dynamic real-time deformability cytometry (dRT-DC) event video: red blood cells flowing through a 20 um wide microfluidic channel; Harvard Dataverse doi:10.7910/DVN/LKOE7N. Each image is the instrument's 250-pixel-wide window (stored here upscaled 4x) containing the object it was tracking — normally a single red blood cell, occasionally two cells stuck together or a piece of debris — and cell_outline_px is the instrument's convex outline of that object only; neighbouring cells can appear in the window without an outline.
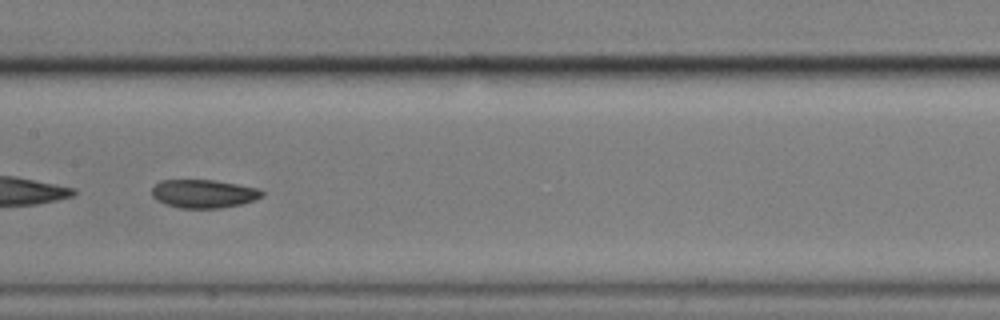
{"species": "common noctule bat (a hibernating species)", "species_latin": "Nyctalus noctula", "temperature_condition": "cold", "stored_images_in_passage": 46, "camera_frame_rate_fps": 3000, "um_per_image_px": 0.085, "animal": {"sex": "male", "body_mass_g": 17.9}, "frame": {"image": 1, "passage_image": 23, "time_ms": 7.333, "image_size_px": [1000, 320], "cell_outline_px": [[264, 196], [256, 200], [224, 208], [180, 208], [164, 204], [156, 200], [152, 196], [152, 188], [160, 180], [212, 180], [260, 188], [264, 192]], "centroid_in_image_um": [17.33, 16.47], "position_along_channel_um": 190.1, "area_um2": 18.38}}
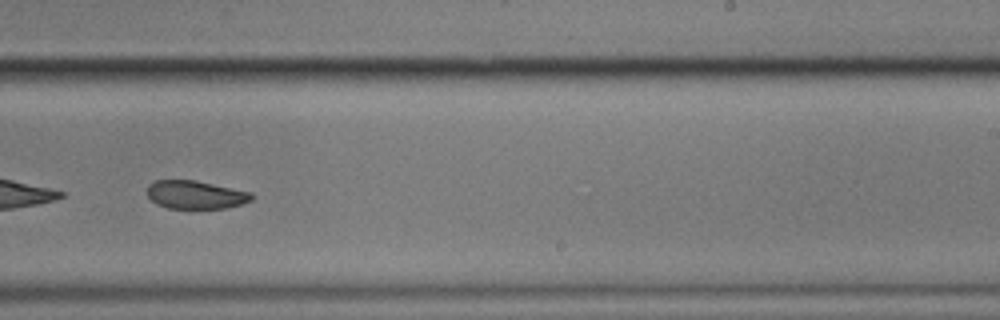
{"frame": {"image": 2, "passage_image": 30, "time_ms": 9.667, "image_size_px": [1000, 320], "cell_outline_px": [[252, 200], [244, 204], [228, 208], [168, 208], [156, 204], [148, 196], [148, 184], [156, 180], [196, 180], [252, 192]], "centroid_in_image_um": [16.65, 16.55], "position_along_channel_um": 272.4, "area_um2": 17.28}}
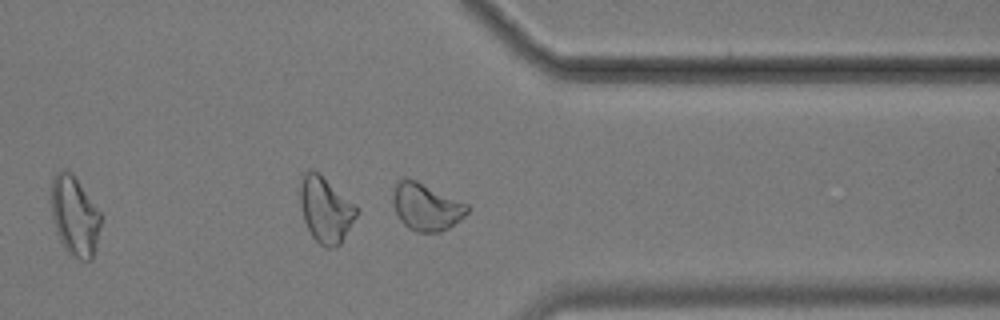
{"frame": {"image": 3, "passage_image": 39, "time_ms": 12.667, "image_size_px": [1000, 320], "cell_outline_px": [[468, 212], [460, 220], [448, 228], [440, 232], [416, 232], [408, 228], [400, 220], [396, 212], [392, 200], [392, 196], [396, 180], [404, 176], [416, 180], [468, 204]], "centroid_in_image_um": [36.19, 17.56], "position_along_channel_um": 375.2, "area_um2": 20.58}, "authors_computed_cell_mechanics": {"area_um2": 18.9584, "velocity_mm_per_s": 3.5344, "shape_relaxation_time_tau1_ms": 5.2549, "shape_relaxation_time_tau2_ms": 3.3928, "deformation_change_tau1": 0.1269, "deformation_change_tau2": 0.0797}}